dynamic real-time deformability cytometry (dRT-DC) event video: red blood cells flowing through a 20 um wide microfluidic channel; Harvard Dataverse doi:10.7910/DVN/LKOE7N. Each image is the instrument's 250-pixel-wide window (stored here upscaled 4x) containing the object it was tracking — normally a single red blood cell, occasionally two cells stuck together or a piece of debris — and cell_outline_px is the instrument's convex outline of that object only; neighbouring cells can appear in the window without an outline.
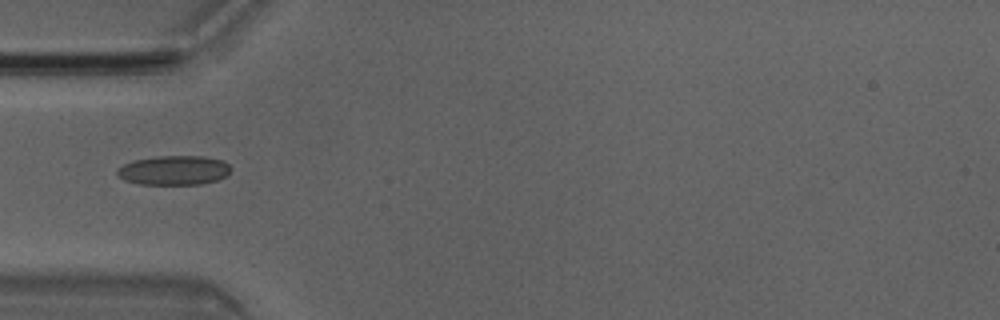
{"species": "Egyptian fruit bat (a non-hibernating species)", "species_latin": "Rousettus aegyptiacus", "temperature_condition": "room temperature", "stored_images_in_passage": 5, "camera_frame_rate_fps": 3000, "um_per_image_px": 0.085, "animal": {"sex": "male"}, "frame": {"image": 1, "passage_image": 4, "time_ms": 1.0, "image_size_px": [1000, 320], "cell_outline_px": [[232, 168], [224, 176], [216, 180], [200, 184], [140, 184], [124, 180], [116, 172], [116, 168], [132, 160], [156, 156], [204, 156], [220, 160], [228, 164]], "centroid_in_image_um": [14.74, 14.46], "position_along_channel_um": 70.3, "area_um2": 19.36}}